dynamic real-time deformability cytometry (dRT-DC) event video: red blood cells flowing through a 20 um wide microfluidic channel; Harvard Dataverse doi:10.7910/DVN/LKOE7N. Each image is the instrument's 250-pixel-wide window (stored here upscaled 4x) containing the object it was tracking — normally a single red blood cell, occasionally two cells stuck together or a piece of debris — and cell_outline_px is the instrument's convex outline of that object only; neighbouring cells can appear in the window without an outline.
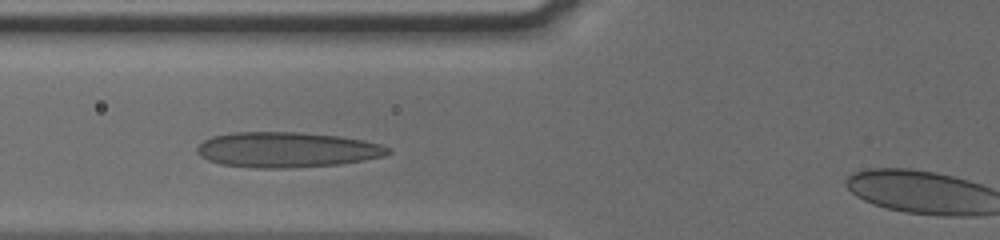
{"species": "human", "species_latin": "Homo sapiens", "temperature_condition": "cold", "stored_images_in_passage": 32, "camera_frame_rate_fps": 3000, "um_per_image_px": 0.085, "donor": {"sex": "male"}, "frame": {"image": 1, "passage_image": 5, "time_ms": 1.333, "image_size_px": [1000, 240], "cell_outline_px": [[392, 152], [384, 156], [364, 160], [340, 164], [288, 168], [256, 168], [220, 164], [208, 160], [200, 156], [196, 152], [196, 148], [204, 140], [212, 136], [232, 132], [300, 132], [340, 136], [364, 140], [380, 144], [392, 148]], "centroid_in_image_um": [24.4, 12.72], "position_along_channel_um": 101.4, "area_um2": 39.59}}
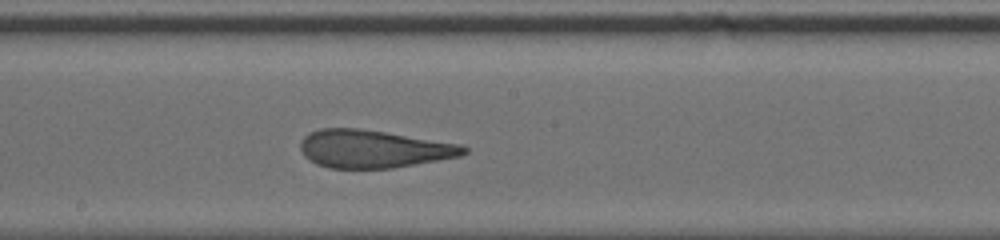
{"frame": {"image": 2, "passage_image": 14, "time_ms": 4.333, "image_size_px": [1000, 240], "cell_outline_px": [[468, 152], [460, 156], [392, 168], [328, 168], [316, 164], [304, 156], [300, 148], [300, 140], [308, 132], [320, 128], [360, 128], [460, 144], [468, 148]], "centroid_in_image_um": [31.69, 12.65], "position_along_channel_um": 216.5, "area_um2": 36.01}}
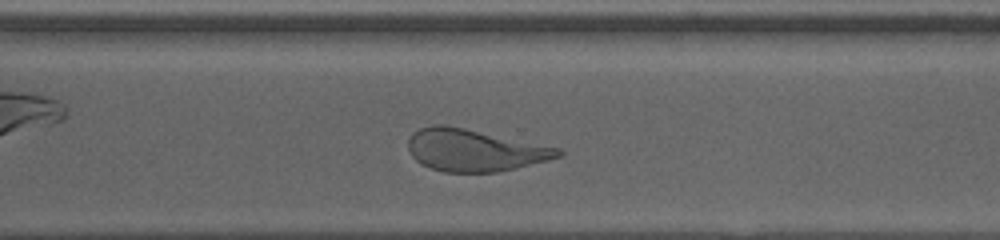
{"frame": {"image": 3, "passage_image": 23, "time_ms": 7.333, "image_size_px": [1000, 240], "cell_outline_px": [[564, 152], [560, 156], [548, 160], [516, 168], [496, 172], [444, 172], [420, 164], [412, 156], [408, 148], [408, 140], [412, 132], [420, 128], [432, 124], [444, 124], [464, 128], [560, 148]], "centroid_in_image_um": [40.3, 12.76], "position_along_channel_um": 330.3, "area_um2": 36.65}, "authors_computed_cell_mechanics": {"area_um2": 36.9342, "velocity_mm_per_s": 3.8216, "shape_relaxation_time_tau1_ms": null, "shape_relaxation_time_tau2_ms": 1.3305, "deformation_change_tau1": null, "deformation_change_tau2": 0.0949}}